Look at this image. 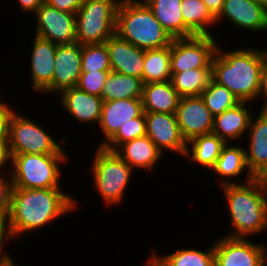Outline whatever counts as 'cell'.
<instances>
[{"label":"cell","instance_id":"1","mask_svg":"<svg viewBox=\"0 0 267 266\" xmlns=\"http://www.w3.org/2000/svg\"><path fill=\"white\" fill-rule=\"evenodd\" d=\"M62 189L13 188L8 218L15 241L76 211L79 201Z\"/></svg>","mask_w":267,"mask_h":266},{"label":"cell","instance_id":"2","mask_svg":"<svg viewBox=\"0 0 267 266\" xmlns=\"http://www.w3.org/2000/svg\"><path fill=\"white\" fill-rule=\"evenodd\" d=\"M217 45L213 55L212 79L227 87L240 102H256L260 89L264 58L260 48L236 47L234 50ZM221 47V48H220Z\"/></svg>","mask_w":267,"mask_h":266},{"label":"cell","instance_id":"3","mask_svg":"<svg viewBox=\"0 0 267 266\" xmlns=\"http://www.w3.org/2000/svg\"><path fill=\"white\" fill-rule=\"evenodd\" d=\"M221 189L231 229L224 236L254 238L267 231V200L255 178L247 183L223 185Z\"/></svg>","mask_w":267,"mask_h":266},{"label":"cell","instance_id":"4","mask_svg":"<svg viewBox=\"0 0 267 266\" xmlns=\"http://www.w3.org/2000/svg\"><path fill=\"white\" fill-rule=\"evenodd\" d=\"M115 34L143 50L164 48L173 40L143 0L120 1Z\"/></svg>","mask_w":267,"mask_h":266},{"label":"cell","instance_id":"5","mask_svg":"<svg viewBox=\"0 0 267 266\" xmlns=\"http://www.w3.org/2000/svg\"><path fill=\"white\" fill-rule=\"evenodd\" d=\"M11 156L10 174L13 188L48 189L60 185L68 154H17ZM62 169V170H61Z\"/></svg>","mask_w":267,"mask_h":266},{"label":"cell","instance_id":"6","mask_svg":"<svg viewBox=\"0 0 267 266\" xmlns=\"http://www.w3.org/2000/svg\"><path fill=\"white\" fill-rule=\"evenodd\" d=\"M93 155L88 170L93 178L91 187L94 186L105 206L120 205L135 171L114 151L97 146Z\"/></svg>","mask_w":267,"mask_h":266},{"label":"cell","instance_id":"7","mask_svg":"<svg viewBox=\"0 0 267 266\" xmlns=\"http://www.w3.org/2000/svg\"><path fill=\"white\" fill-rule=\"evenodd\" d=\"M16 109L9 120L8 147L10 155L17 154H68L64 150L67 138L59 141L42 125L19 114Z\"/></svg>","mask_w":267,"mask_h":266},{"label":"cell","instance_id":"8","mask_svg":"<svg viewBox=\"0 0 267 266\" xmlns=\"http://www.w3.org/2000/svg\"><path fill=\"white\" fill-rule=\"evenodd\" d=\"M121 0H84L76 13V42L105 43L115 35L117 8Z\"/></svg>","mask_w":267,"mask_h":266},{"label":"cell","instance_id":"9","mask_svg":"<svg viewBox=\"0 0 267 266\" xmlns=\"http://www.w3.org/2000/svg\"><path fill=\"white\" fill-rule=\"evenodd\" d=\"M218 39L211 35L173 38L170 45L171 75L194 68H212Z\"/></svg>","mask_w":267,"mask_h":266},{"label":"cell","instance_id":"10","mask_svg":"<svg viewBox=\"0 0 267 266\" xmlns=\"http://www.w3.org/2000/svg\"><path fill=\"white\" fill-rule=\"evenodd\" d=\"M214 242V266H267V244L221 236ZM265 243V244H264Z\"/></svg>","mask_w":267,"mask_h":266},{"label":"cell","instance_id":"11","mask_svg":"<svg viewBox=\"0 0 267 266\" xmlns=\"http://www.w3.org/2000/svg\"><path fill=\"white\" fill-rule=\"evenodd\" d=\"M33 15L37 23L34 35L58 45L76 43V14L60 11L45 2Z\"/></svg>","mask_w":267,"mask_h":266},{"label":"cell","instance_id":"12","mask_svg":"<svg viewBox=\"0 0 267 266\" xmlns=\"http://www.w3.org/2000/svg\"><path fill=\"white\" fill-rule=\"evenodd\" d=\"M146 135L162 152L185 157L187 142L183 139L176 114L145 112ZM174 152V153H173Z\"/></svg>","mask_w":267,"mask_h":266},{"label":"cell","instance_id":"13","mask_svg":"<svg viewBox=\"0 0 267 266\" xmlns=\"http://www.w3.org/2000/svg\"><path fill=\"white\" fill-rule=\"evenodd\" d=\"M82 45L79 43L57 45L52 84L41 94L45 97L59 95L76 87L81 71Z\"/></svg>","mask_w":267,"mask_h":266},{"label":"cell","instance_id":"14","mask_svg":"<svg viewBox=\"0 0 267 266\" xmlns=\"http://www.w3.org/2000/svg\"><path fill=\"white\" fill-rule=\"evenodd\" d=\"M225 20L234 29L250 31V34L267 31V10L253 0H224L216 25L225 23Z\"/></svg>","mask_w":267,"mask_h":266},{"label":"cell","instance_id":"15","mask_svg":"<svg viewBox=\"0 0 267 266\" xmlns=\"http://www.w3.org/2000/svg\"><path fill=\"white\" fill-rule=\"evenodd\" d=\"M176 118L181 135L187 143L197 136L212 133L214 117L201 96L182 97Z\"/></svg>","mask_w":267,"mask_h":266},{"label":"cell","instance_id":"16","mask_svg":"<svg viewBox=\"0 0 267 266\" xmlns=\"http://www.w3.org/2000/svg\"><path fill=\"white\" fill-rule=\"evenodd\" d=\"M143 110L141 98H125L103 101L98 126L104 139L98 147H103L125 122L139 117Z\"/></svg>","mask_w":267,"mask_h":266},{"label":"cell","instance_id":"17","mask_svg":"<svg viewBox=\"0 0 267 266\" xmlns=\"http://www.w3.org/2000/svg\"><path fill=\"white\" fill-rule=\"evenodd\" d=\"M30 56L31 87L37 95L42 94L51 84L54 75L55 53L58 44L34 35Z\"/></svg>","mask_w":267,"mask_h":266},{"label":"cell","instance_id":"18","mask_svg":"<svg viewBox=\"0 0 267 266\" xmlns=\"http://www.w3.org/2000/svg\"><path fill=\"white\" fill-rule=\"evenodd\" d=\"M60 107L74 120L79 123L93 124L89 128L98 126L101 110H102V97L97 95L88 94L85 91L72 87L64 90L59 94Z\"/></svg>","mask_w":267,"mask_h":266},{"label":"cell","instance_id":"19","mask_svg":"<svg viewBox=\"0 0 267 266\" xmlns=\"http://www.w3.org/2000/svg\"><path fill=\"white\" fill-rule=\"evenodd\" d=\"M232 144L226 143L215 165L210 170L221 179L217 180L219 188L223 185L247 183L255 178L246 163L245 146H239L237 143ZM244 172H246L245 179L240 181L239 178L244 175ZM236 178L239 180H236Z\"/></svg>","mask_w":267,"mask_h":266},{"label":"cell","instance_id":"20","mask_svg":"<svg viewBox=\"0 0 267 266\" xmlns=\"http://www.w3.org/2000/svg\"><path fill=\"white\" fill-rule=\"evenodd\" d=\"M259 110L252 114L245 147L246 163L254 177L267 168V108Z\"/></svg>","mask_w":267,"mask_h":266},{"label":"cell","instance_id":"21","mask_svg":"<svg viewBox=\"0 0 267 266\" xmlns=\"http://www.w3.org/2000/svg\"><path fill=\"white\" fill-rule=\"evenodd\" d=\"M105 43L111 71L142 78L145 50L119 38L116 34Z\"/></svg>","mask_w":267,"mask_h":266},{"label":"cell","instance_id":"22","mask_svg":"<svg viewBox=\"0 0 267 266\" xmlns=\"http://www.w3.org/2000/svg\"><path fill=\"white\" fill-rule=\"evenodd\" d=\"M249 105V102H240L220 115L215 116L212 133L226 143H232L233 141L235 143L236 140L241 142V137L247 135L250 120L254 113L253 107Z\"/></svg>","mask_w":267,"mask_h":266},{"label":"cell","instance_id":"23","mask_svg":"<svg viewBox=\"0 0 267 266\" xmlns=\"http://www.w3.org/2000/svg\"><path fill=\"white\" fill-rule=\"evenodd\" d=\"M114 152L133 170H145L147 173L155 170L164 157L147 135L121 144Z\"/></svg>","mask_w":267,"mask_h":266},{"label":"cell","instance_id":"24","mask_svg":"<svg viewBox=\"0 0 267 266\" xmlns=\"http://www.w3.org/2000/svg\"><path fill=\"white\" fill-rule=\"evenodd\" d=\"M180 99L171 81L143 85L141 100L144 112L176 114Z\"/></svg>","mask_w":267,"mask_h":266},{"label":"cell","instance_id":"25","mask_svg":"<svg viewBox=\"0 0 267 266\" xmlns=\"http://www.w3.org/2000/svg\"><path fill=\"white\" fill-rule=\"evenodd\" d=\"M155 18L172 38L195 36L184 24L181 12L182 0H143Z\"/></svg>","mask_w":267,"mask_h":266},{"label":"cell","instance_id":"26","mask_svg":"<svg viewBox=\"0 0 267 266\" xmlns=\"http://www.w3.org/2000/svg\"><path fill=\"white\" fill-rule=\"evenodd\" d=\"M225 145L226 142L214 133L197 136L187 143V151L184 158L189 163L210 171Z\"/></svg>","mask_w":267,"mask_h":266},{"label":"cell","instance_id":"27","mask_svg":"<svg viewBox=\"0 0 267 266\" xmlns=\"http://www.w3.org/2000/svg\"><path fill=\"white\" fill-rule=\"evenodd\" d=\"M152 256L163 266H214V242L203 250L196 248H179L164 255L158 254L156 248L150 249Z\"/></svg>","mask_w":267,"mask_h":266},{"label":"cell","instance_id":"28","mask_svg":"<svg viewBox=\"0 0 267 266\" xmlns=\"http://www.w3.org/2000/svg\"><path fill=\"white\" fill-rule=\"evenodd\" d=\"M143 85L142 78L110 71L103 85L101 97L103 101L141 98Z\"/></svg>","mask_w":267,"mask_h":266},{"label":"cell","instance_id":"29","mask_svg":"<svg viewBox=\"0 0 267 266\" xmlns=\"http://www.w3.org/2000/svg\"><path fill=\"white\" fill-rule=\"evenodd\" d=\"M180 10L185 26L194 35L214 36L211 28L217 26L216 18L207 9L203 0H182Z\"/></svg>","mask_w":267,"mask_h":266},{"label":"cell","instance_id":"30","mask_svg":"<svg viewBox=\"0 0 267 266\" xmlns=\"http://www.w3.org/2000/svg\"><path fill=\"white\" fill-rule=\"evenodd\" d=\"M212 79V68H194L171 75V83L180 97L201 96Z\"/></svg>","mask_w":267,"mask_h":266},{"label":"cell","instance_id":"31","mask_svg":"<svg viewBox=\"0 0 267 266\" xmlns=\"http://www.w3.org/2000/svg\"><path fill=\"white\" fill-rule=\"evenodd\" d=\"M171 80L170 46L145 50L142 81L144 84Z\"/></svg>","mask_w":267,"mask_h":266},{"label":"cell","instance_id":"32","mask_svg":"<svg viewBox=\"0 0 267 266\" xmlns=\"http://www.w3.org/2000/svg\"><path fill=\"white\" fill-rule=\"evenodd\" d=\"M201 97L213 117L240 103L227 87L218 84L213 79L210 80L209 85L203 90Z\"/></svg>","mask_w":267,"mask_h":266},{"label":"cell","instance_id":"33","mask_svg":"<svg viewBox=\"0 0 267 266\" xmlns=\"http://www.w3.org/2000/svg\"><path fill=\"white\" fill-rule=\"evenodd\" d=\"M81 71H111L106 43L82 45Z\"/></svg>","mask_w":267,"mask_h":266},{"label":"cell","instance_id":"34","mask_svg":"<svg viewBox=\"0 0 267 266\" xmlns=\"http://www.w3.org/2000/svg\"><path fill=\"white\" fill-rule=\"evenodd\" d=\"M146 135L145 112L121 125L118 132L103 146L115 151L121 144Z\"/></svg>","mask_w":267,"mask_h":266},{"label":"cell","instance_id":"35","mask_svg":"<svg viewBox=\"0 0 267 266\" xmlns=\"http://www.w3.org/2000/svg\"><path fill=\"white\" fill-rule=\"evenodd\" d=\"M110 71L82 72L76 87L88 94L101 97L103 85Z\"/></svg>","mask_w":267,"mask_h":266},{"label":"cell","instance_id":"36","mask_svg":"<svg viewBox=\"0 0 267 266\" xmlns=\"http://www.w3.org/2000/svg\"><path fill=\"white\" fill-rule=\"evenodd\" d=\"M13 183L10 171H0V215L8 216L11 207Z\"/></svg>","mask_w":267,"mask_h":266},{"label":"cell","instance_id":"37","mask_svg":"<svg viewBox=\"0 0 267 266\" xmlns=\"http://www.w3.org/2000/svg\"><path fill=\"white\" fill-rule=\"evenodd\" d=\"M15 238L11 231L8 216L0 215V265L12 261L14 258L10 255L11 253L7 251V242L12 241Z\"/></svg>","mask_w":267,"mask_h":266},{"label":"cell","instance_id":"38","mask_svg":"<svg viewBox=\"0 0 267 266\" xmlns=\"http://www.w3.org/2000/svg\"><path fill=\"white\" fill-rule=\"evenodd\" d=\"M8 103L10 102H5L0 98V140H8L9 120L15 111L14 107L10 108L12 106Z\"/></svg>","mask_w":267,"mask_h":266},{"label":"cell","instance_id":"39","mask_svg":"<svg viewBox=\"0 0 267 266\" xmlns=\"http://www.w3.org/2000/svg\"><path fill=\"white\" fill-rule=\"evenodd\" d=\"M84 0H46L51 7L60 11L76 14Z\"/></svg>","mask_w":267,"mask_h":266},{"label":"cell","instance_id":"40","mask_svg":"<svg viewBox=\"0 0 267 266\" xmlns=\"http://www.w3.org/2000/svg\"><path fill=\"white\" fill-rule=\"evenodd\" d=\"M10 167L11 156L8 147V140H0V171H10Z\"/></svg>","mask_w":267,"mask_h":266},{"label":"cell","instance_id":"41","mask_svg":"<svg viewBox=\"0 0 267 266\" xmlns=\"http://www.w3.org/2000/svg\"><path fill=\"white\" fill-rule=\"evenodd\" d=\"M259 100L263 101L261 108H267V66L265 64L261 71L260 89L257 101Z\"/></svg>","mask_w":267,"mask_h":266},{"label":"cell","instance_id":"42","mask_svg":"<svg viewBox=\"0 0 267 266\" xmlns=\"http://www.w3.org/2000/svg\"><path fill=\"white\" fill-rule=\"evenodd\" d=\"M18 2L20 6L19 8L21 9V11H23L24 13L27 14V12L29 14L32 13V15L37 11V9L46 2V0H16Z\"/></svg>","mask_w":267,"mask_h":266},{"label":"cell","instance_id":"43","mask_svg":"<svg viewBox=\"0 0 267 266\" xmlns=\"http://www.w3.org/2000/svg\"><path fill=\"white\" fill-rule=\"evenodd\" d=\"M203 2L210 13L216 18L223 8L224 0H203Z\"/></svg>","mask_w":267,"mask_h":266},{"label":"cell","instance_id":"44","mask_svg":"<svg viewBox=\"0 0 267 266\" xmlns=\"http://www.w3.org/2000/svg\"><path fill=\"white\" fill-rule=\"evenodd\" d=\"M255 179L258 181L262 193L267 200V168L263 169L259 174H257Z\"/></svg>","mask_w":267,"mask_h":266},{"label":"cell","instance_id":"45","mask_svg":"<svg viewBox=\"0 0 267 266\" xmlns=\"http://www.w3.org/2000/svg\"><path fill=\"white\" fill-rule=\"evenodd\" d=\"M148 257H149V258L146 259L147 261H145L146 264L143 265V266H163L162 264H160V263H159V262L152 256L151 253L149 254Z\"/></svg>","mask_w":267,"mask_h":266},{"label":"cell","instance_id":"46","mask_svg":"<svg viewBox=\"0 0 267 266\" xmlns=\"http://www.w3.org/2000/svg\"><path fill=\"white\" fill-rule=\"evenodd\" d=\"M255 3L262 5L267 10V0H253Z\"/></svg>","mask_w":267,"mask_h":266},{"label":"cell","instance_id":"47","mask_svg":"<svg viewBox=\"0 0 267 266\" xmlns=\"http://www.w3.org/2000/svg\"><path fill=\"white\" fill-rule=\"evenodd\" d=\"M261 52H262V55H263V58H264V64L267 66V49H263L260 48Z\"/></svg>","mask_w":267,"mask_h":266},{"label":"cell","instance_id":"48","mask_svg":"<svg viewBox=\"0 0 267 266\" xmlns=\"http://www.w3.org/2000/svg\"><path fill=\"white\" fill-rule=\"evenodd\" d=\"M0 266H20V265H16V262L14 260H12V261L5 263V264H2Z\"/></svg>","mask_w":267,"mask_h":266}]
</instances>
